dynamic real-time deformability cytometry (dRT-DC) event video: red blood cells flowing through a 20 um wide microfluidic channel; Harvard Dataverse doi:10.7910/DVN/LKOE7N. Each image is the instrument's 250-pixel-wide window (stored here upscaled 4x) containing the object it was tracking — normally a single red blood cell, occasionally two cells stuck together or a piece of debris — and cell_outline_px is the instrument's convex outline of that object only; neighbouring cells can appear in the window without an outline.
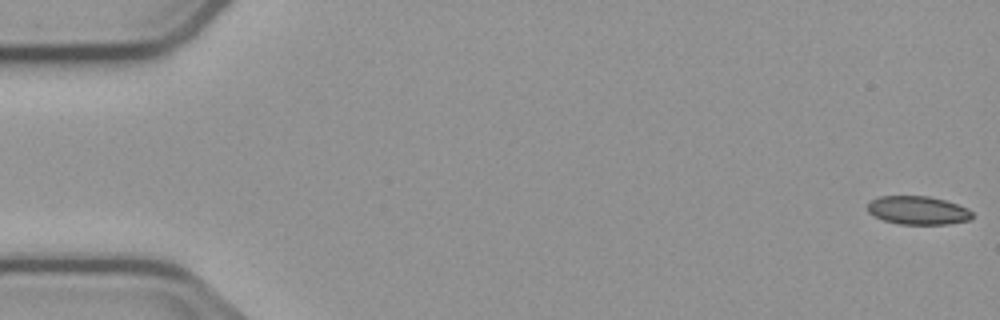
{"species": "common noctule bat (a hibernating species)", "species_latin": "Nyctalus noctula", "temperature_condition": "cold", "stored_images_in_passage": 4, "camera_frame_rate_fps": 3000, "um_per_image_px": 0.085, "animal": {"sex": "male", "body_mass_g": 23.1, "forearm_length_mm": 52.7}, "frame": {"image": 1, "passage_image": 1, "time_ms": 0.0, "image_size_px": [1000, 320], "cell_outline_px": [[972, 216], [968, 220], [948, 224], [900, 224], [884, 220], [868, 212], [868, 204], [872, 200], [880, 196], [928, 196], [944, 200], [968, 208], [972, 212]], "centroid_in_image_um": [78.03, 17.88], "position_along_channel_um": 7.0, "area_um2": 17.11}}
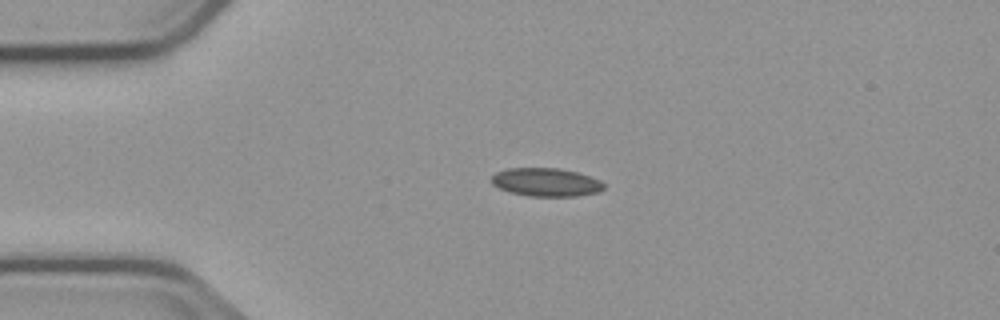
{"frame": {"image": 2, "passage_image": 3, "time_ms": 4.0, "image_size_px": [1000, 320], "cell_outline_px": [[604, 188], [600, 192], [576, 196], [528, 196], [512, 192], [500, 188], [492, 184], [492, 176], [496, 172], [508, 168], [560, 168], [576, 172], [600, 180], [604, 184]], "centroid_in_image_um": [46.43, 15.48], "position_along_channel_um": 38.6, "area_um2": 18.44}}